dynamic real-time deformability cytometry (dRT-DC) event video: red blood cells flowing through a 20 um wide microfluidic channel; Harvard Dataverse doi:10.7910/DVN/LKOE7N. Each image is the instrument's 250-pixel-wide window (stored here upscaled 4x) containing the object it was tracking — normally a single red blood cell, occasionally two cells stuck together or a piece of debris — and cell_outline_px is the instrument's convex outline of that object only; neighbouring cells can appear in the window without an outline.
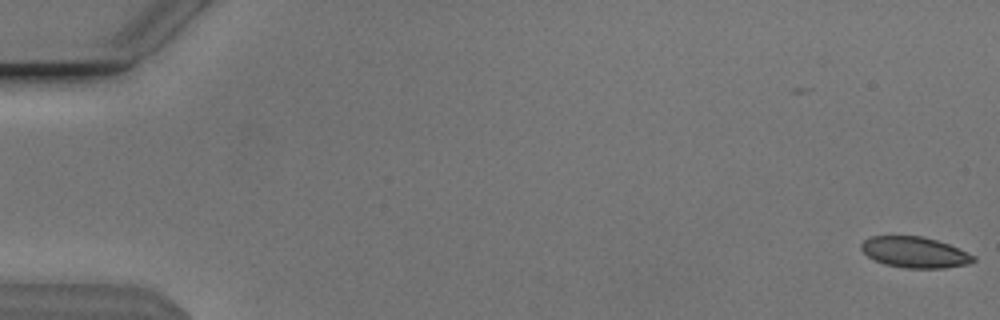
{"species": "Egyptian fruit bat (a non-hibernating species)", "species_latin": "Rousettus aegyptiacus", "temperature_condition": "cold", "stored_images_in_passage": 54, "camera_frame_rate_fps": 3000, "um_per_image_px": 0.085, "animal": {"sex": "male"}, "frame": {"image": 1, "passage_image": 1, "time_ms": 0.0, "image_size_px": [1000, 320], "cell_outline_px": [[976, 260], [968, 264], [944, 268], [904, 268], [884, 264], [868, 256], [860, 248], [860, 244], [864, 240], [872, 236], [920, 236], [936, 240], [948, 244], [976, 256]], "centroid_in_image_um": [77.75, 21.45], "position_along_channel_um": 7.2, "area_um2": 20.11}}
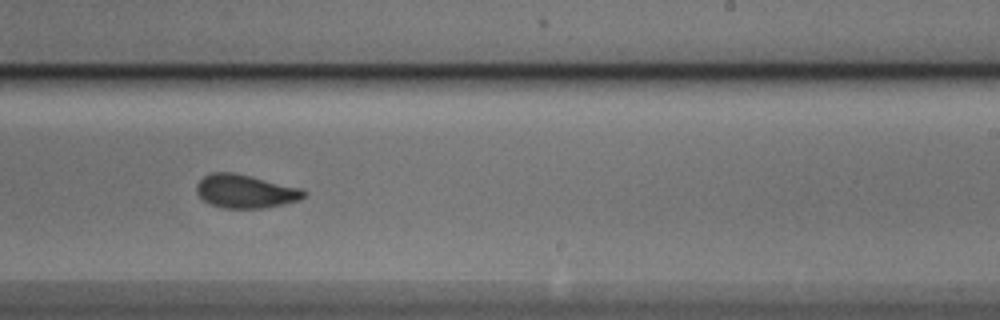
{"frame": {"image": 2, "passage_image": 34, "time_ms": 11.0, "image_size_px": [1000, 320], "cell_outline_px": [[308, 192], [300, 200], [284, 204], [264, 208], [224, 208], [208, 204], [196, 192], [196, 184], [204, 176], [212, 172], [236, 172], [300, 188]], "centroid_in_image_um": [20.85, 16.26], "position_along_channel_um": 268.2, "area_um2": 21.04}}
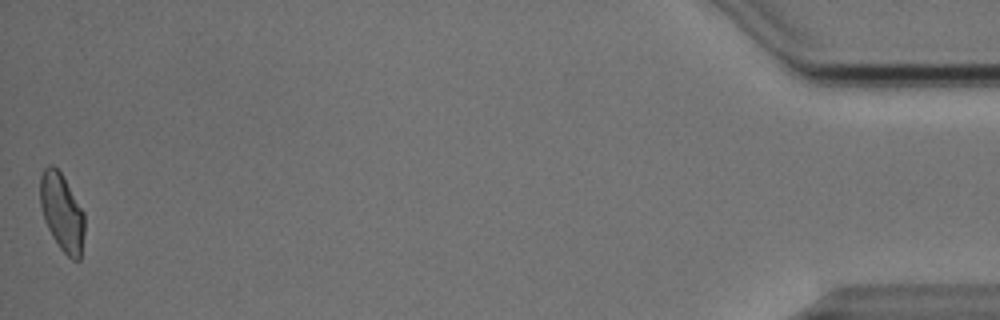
{"frame": {"image": 3, "passage_image": 54, "time_ms": 17.667, "image_size_px": [1000, 320], "cell_outline_px": [[84, 232], [80, 260], [72, 260], [60, 248], [52, 236], [44, 220], [40, 204], [40, 176], [44, 168], [48, 164], [52, 164], [60, 172], [84, 212]], "centroid_in_image_um": [5.25, 18.05], "position_along_channel_um": 429.9, "area_um2": 19.94}, "authors_computed_cell_mechanics": {"area_um2": 21.0392, "velocity_mm_per_s": 3.826, "shape_relaxation_time_tau1_ms": 5.5634, "shape_relaxation_time_tau2_ms": 0.8864, "deformation_change_tau1": 0.1294, "deformation_change_tau2": 0.0641}}